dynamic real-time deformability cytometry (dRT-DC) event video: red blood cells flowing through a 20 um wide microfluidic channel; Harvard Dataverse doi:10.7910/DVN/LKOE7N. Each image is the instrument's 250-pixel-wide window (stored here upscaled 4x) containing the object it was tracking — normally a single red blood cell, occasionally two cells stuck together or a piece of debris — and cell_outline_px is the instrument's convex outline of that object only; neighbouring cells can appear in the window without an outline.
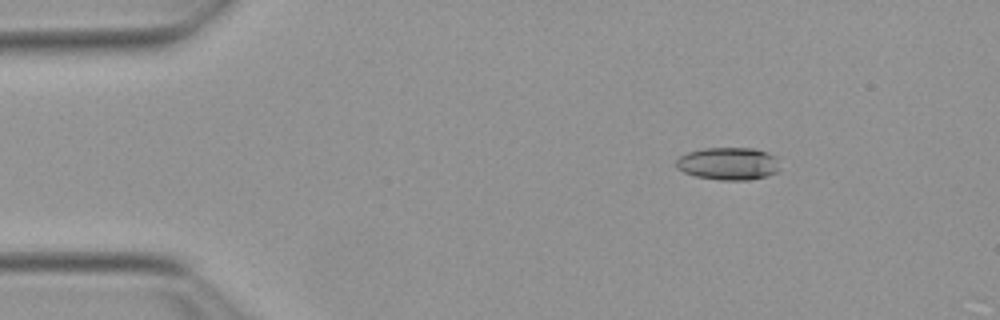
{"species": "Egyptian fruit bat (a non-hibernating species)", "species_latin": "Rousettus aegyptiacus", "temperature_condition": "warm", "stored_images_in_passage": 53, "camera_frame_rate_fps": 3000, "um_per_image_px": 0.085, "animal": {"sex": "female"}, "frame": {"image": 1, "passage_image": 8, "time_ms": 2.333, "image_size_px": [1000, 320], "cell_outline_px": [[780, 172], [768, 176], [748, 180], [720, 180], [696, 176], [684, 172], [676, 168], [676, 160], [680, 156], [688, 152], [704, 148], [756, 148], [768, 152], [776, 156]], "centroid_in_image_um": [61.95, 13.91], "position_along_channel_um": 23.1, "area_um2": 19.94}}
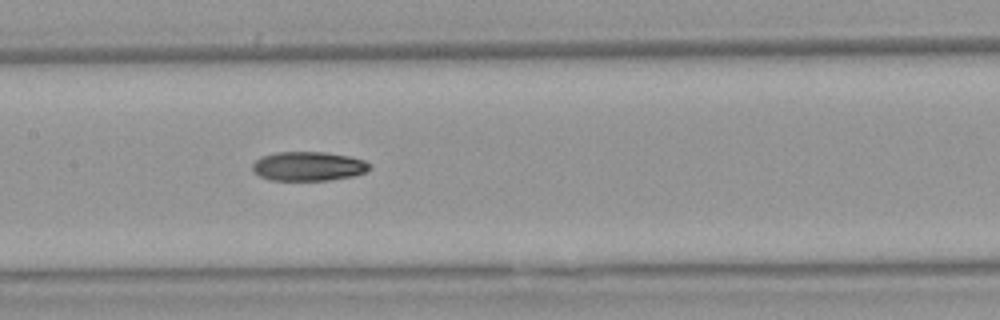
{"frame": {"image": 2, "passage_image": 26, "time_ms": 8.333, "image_size_px": [1000, 320], "cell_outline_px": [[372, 168], [364, 172], [352, 176], [328, 180], [268, 180], [260, 176], [252, 168], [252, 164], [260, 156], [276, 152], [324, 152], [348, 156], [364, 160], [372, 164]], "centroid_in_image_um": [26.21, 14.12], "position_along_channel_um": 181.2, "area_um2": 19.94}}
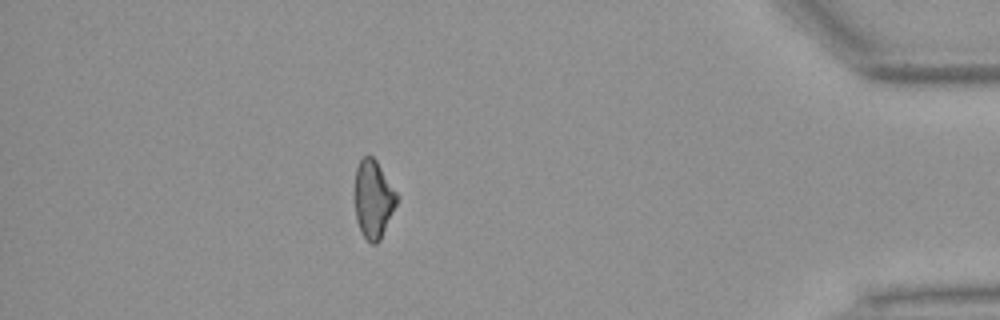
{"frame": {"image": 3, "passage_image": 47, "time_ms": 15.333, "image_size_px": [1000, 320], "cell_outline_px": [[396, 204], [380, 240], [376, 244], [372, 244], [364, 236], [356, 220], [352, 192], [356, 168], [360, 160], [364, 156], [372, 156], [376, 160], [396, 192]], "centroid_in_image_um": [31.67, 16.91], "position_along_channel_um": 403.5, "area_um2": 19.19}, "authors_computed_cell_mechanics": {"area_um2": 19.941, "velocity_mm_per_s": 3.8634, "shape_relaxation_time_tau1_ms": 7.619, "shape_relaxation_time_tau2_ms": 10.2938, "deformation_change_tau1": 0.1911, "deformation_change_tau2": 0.1984}}